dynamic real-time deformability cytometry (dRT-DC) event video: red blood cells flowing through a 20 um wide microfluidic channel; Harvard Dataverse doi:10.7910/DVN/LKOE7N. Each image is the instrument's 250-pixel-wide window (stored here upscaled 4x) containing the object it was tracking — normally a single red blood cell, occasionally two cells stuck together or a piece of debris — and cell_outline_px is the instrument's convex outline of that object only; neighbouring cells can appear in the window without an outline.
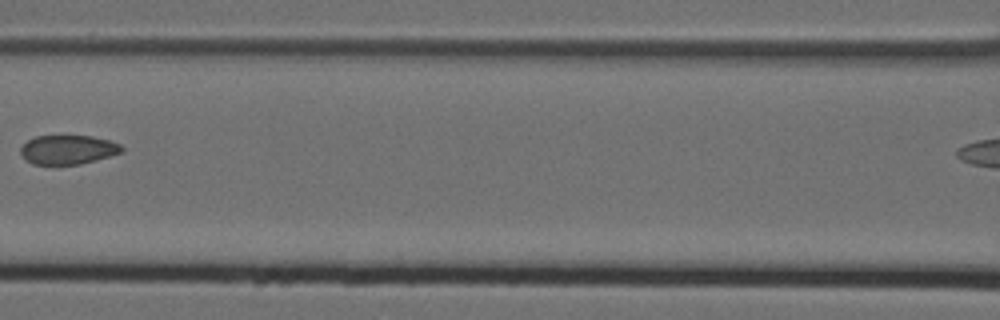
{"species": "Egyptian fruit bat (a non-hibernating species)", "species_latin": "Rousettus aegyptiacus", "temperature_condition": "cold", "stored_images_in_passage": 10, "camera_frame_rate_fps": 3000, "um_per_image_px": 0.085, "animal": {"sex": "female"}, "frame": {"image": 1, "passage_image": 4, "time_ms": 1.0, "image_size_px": [1000, 320], "cell_outline_px": [[124, 152], [96, 160], [80, 164], [32, 164], [24, 160], [20, 156], [20, 148], [28, 140], [36, 136], [64, 132], [92, 136], [108, 140], [120, 144], [124, 148]], "centroid_in_image_um": [5.75, 12.67], "position_along_channel_um": 160.8, "area_um2": 18.09}}
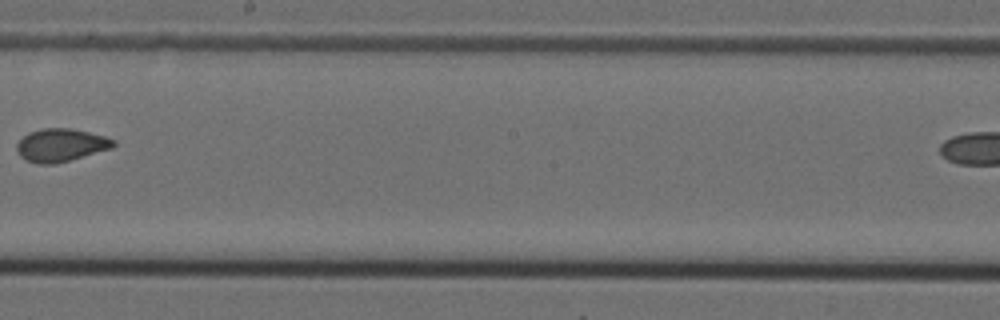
{"frame": {"image": 2, "passage_image": 6, "time_ms": 1.667, "image_size_px": [1000, 320], "cell_outline_px": [[116, 144], [112, 148], [56, 164], [40, 164], [24, 160], [20, 156], [16, 148], [16, 144], [28, 132], [44, 128], [68, 128], [88, 132], [104, 136], [116, 140]], "centroid_in_image_um": [5.16, 12.34], "position_along_channel_um": 243.0, "area_um2": 18.55}}
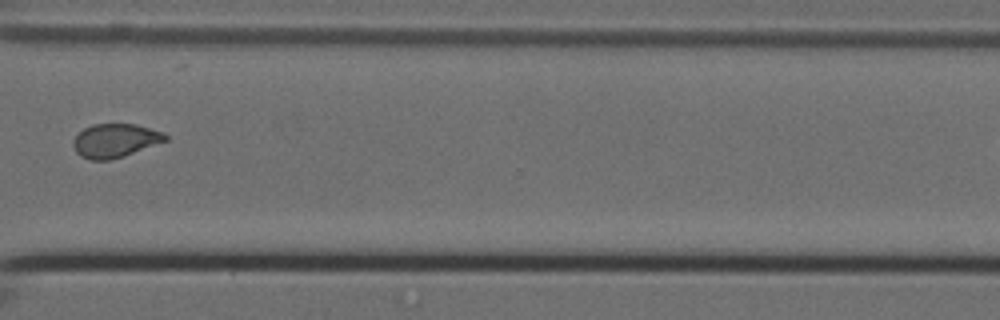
{"frame": {"image": 3, "passage_image": 9, "time_ms": 2.667, "image_size_px": [1000, 320], "cell_outline_px": [[168, 140], [124, 156], [108, 160], [88, 160], [80, 156], [76, 152], [72, 144], [72, 140], [84, 128], [92, 124], [136, 124], [164, 132], [168, 136]], "centroid_in_image_um": [9.78, 11.95], "position_along_channel_um": 360.8, "area_um2": 18.21}}